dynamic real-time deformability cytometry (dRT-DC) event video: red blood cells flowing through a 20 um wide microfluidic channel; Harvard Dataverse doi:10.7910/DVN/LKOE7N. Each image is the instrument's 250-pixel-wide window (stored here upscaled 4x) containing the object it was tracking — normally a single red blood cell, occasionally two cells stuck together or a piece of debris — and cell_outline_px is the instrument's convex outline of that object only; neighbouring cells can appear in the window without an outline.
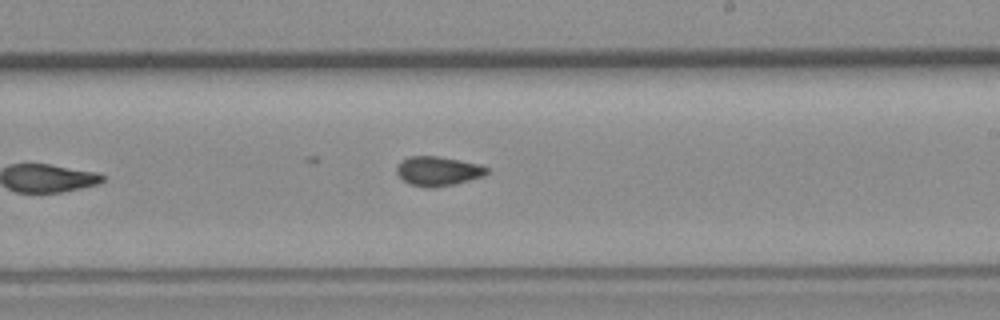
{"species": "common noctule bat (a hibernating species)", "species_latin": "Nyctalus noctula", "temperature_condition": "room temperature", "stored_images_in_passage": 9, "camera_frame_rate_fps": 3000, "um_per_image_px": 0.085, "animal": {"sex": "female", "body_mass_g": 19.3, "forearm_length_mm": 54.1}, "frame": {"image": 1, "passage_image": 9, "time_ms": 9.333, "image_size_px": [1000, 320], "cell_outline_px": [[488, 172], [484, 176], [456, 184], [432, 188], [428, 188], [412, 184], [404, 180], [396, 172], [396, 168], [408, 156], [436, 156], [480, 164], [488, 168]], "centroid_in_image_um": [37.27, 14.55], "position_along_channel_um": 251.7, "area_um2": 15.26}}